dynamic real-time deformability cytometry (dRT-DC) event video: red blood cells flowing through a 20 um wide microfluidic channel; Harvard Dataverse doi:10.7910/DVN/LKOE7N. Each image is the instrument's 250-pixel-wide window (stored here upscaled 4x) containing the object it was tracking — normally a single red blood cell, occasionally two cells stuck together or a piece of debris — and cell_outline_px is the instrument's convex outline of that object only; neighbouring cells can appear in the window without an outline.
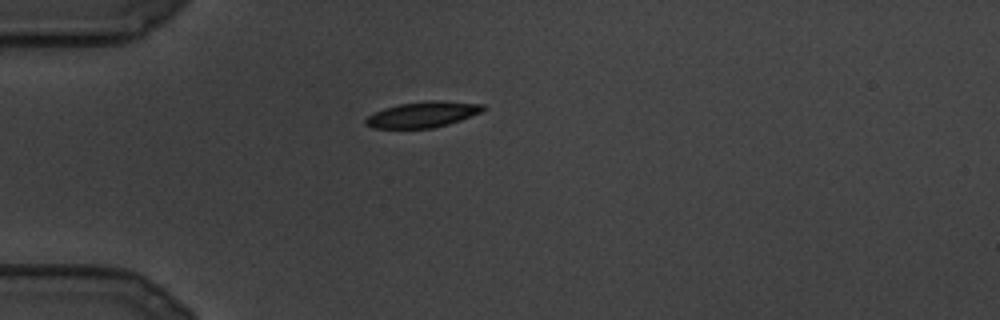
{"species": "common noctule bat (a hibernating species)", "species_latin": "Nyctalus noctula", "temperature_condition": "cold", "stored_images_in_passage": 61, "camera_frame_rate_fps": 3000, "um_per_image_px": 0.085, "animal": {"sex": "male", "body_mass_g": 19.5, "forearm_length_mm": 54.6}, "frame": {"image": 1, "passage_image": 1, "time_ms": 0.0, "image_size_px": [1000, 320], "cell_outline_px": [[484, 108], [480, 112], [460, 120], [448, 124], [432, 128], [372, 128], [364, 124], [364, 120], [372, 112], [384, 108], [400, 104], [428, 100], [444, 100], [484, 104]], "centroid_in_image_um": [35.89, 9.72], "position_along_channel_um": 49.1, "area_um2": 17.69}}
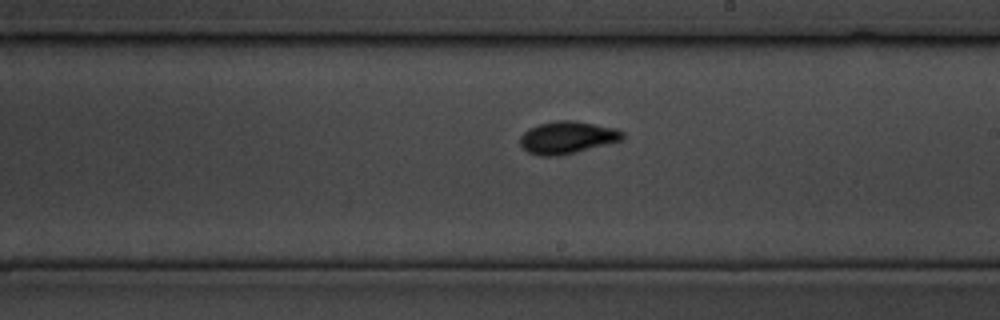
{"frame": {"image": 2, "passage_image": 34, "time_ms": 11.0, "image_size_px": [1000, 320], "cell_outline_px": [[624, 136], [620, 140], [556, 156], [540, 156], [528, 152], [520, 144], [520, 136], [528, 128], [540, 124], [556, 120], [572, 120], [616, 128], [624, 132]], "centroid_in_image_um": [48.17, 11.67], "position_along_channel_um": 240.8, "area_um2": 18.9}}
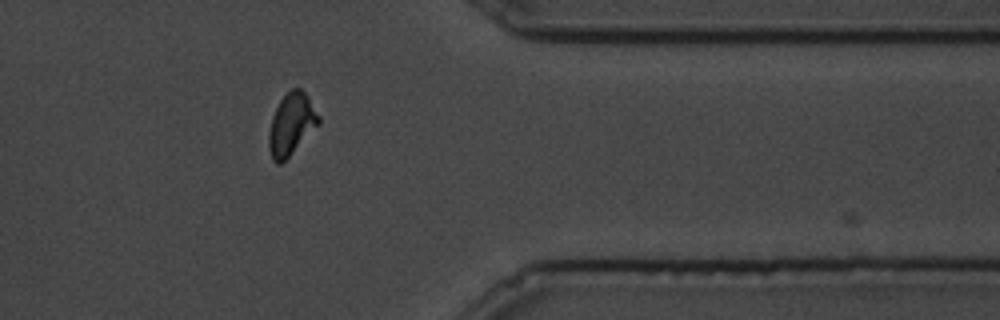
{"frame": {"image": 3, "passage_image": 59, "time_ms": 19.333, "image_size_px": [1000, 320], "cell_outline_px": [[320, 124], [280, 164], [276, 164], [272, 160], [268, 148], [268, 132], [272, 116], [280, 100], [292, 88], [300, 88], [308, 96], [320, 116]], "centroid_in_image_um": [24.76, 10.56], "position_along_channel_um": 386.6, "area_um2": 17.92}}